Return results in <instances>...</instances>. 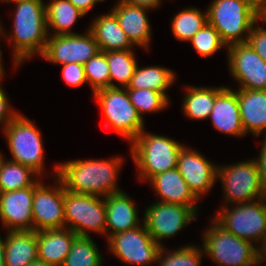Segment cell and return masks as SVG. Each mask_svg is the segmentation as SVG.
<instances>
[{
    "mask_svg": "<svg viewBox=\"0 0 266 266\" xmlns=\"http://www.w3.org/2000/svg\"><path fill=\"white\" fill-rule=\"evenodd\" d=\"M122 157L105 160H70L58 163L54 168L65 190L106 197L122 192L117 186Z\"/></svg>",
    "mask_w": 266,
    "mask_h": 266,
    "instance_id": "6da1fadb",
    "label": "cell"
},
{
    "mask_svg": "<svg viewBox=\"0 0 266 266\" xmlns=\"http://www.w3.org/2000/svg\"><path fill=\"white\" fill-rule=\"evenodd\" d=\"M16 11L13 34L8 36L13 43L14 67L34 55H42L49 32L47 30L46 4L43 0H14Z\"/></svg>",
    "mask_w": 266,
    "mask_h": 266,
    "instance_id": "7a4b0ae2",
    "label": "cell"
},
{
    "mask_svg": "<svg viewBox=\"0 0 266 266\" xmlns=\"http://www.w3.org/2000/svg\"><path fill=\"white\" fill-rule=\"evenodd\" d=\"M144 130L130 143V147L139 170V181L149 182L154 176L177 167L178 155L184 145L173 138Z\"/></svg>",
    "mask_w": 266,
    "mask_h": 266,
    "instance_id": "3957f363",
    "label": "cell"
},
{
    "mask_svg": "<svg viewBox=\"0 0 266 266\" xmlns=\"http://www.w3.org/2000/svg\"><path fill=\"white\" fill-rule=\"evenodd\" d=\"M207 14L208 23L218 31L226 47L247 43L252 26L257 23L256 9L245 0H214Z\"/></svg>",
    "mask_w": 266,
    "mask_h": 266,
    "instance_id": "277c9868",
    "label": "cell"
},
{
    "mask_svg": "<svg viewBox=\"0 0 266 266\" xmlns=\"http://www.w3.org/2000/svg\"><path fill=\"white\" fill-rule=\"evenodd\" d=\"M203 252L218 266H255L257 247L224 230L214 220L203 234Z\"/></svg>",
    "mask_w": 266,
    "mask_h": 266,
    "instance_id": "5b68a950",
    "label": "cell"
},
{
    "mask_svg": "<svg viewBox=\"0 0 266 266\" xmlns=\"http://www.w3.org/2000/svg\"><path fill=\"white\" fill-rule=\"evenodd\" d=\"M93 94L106 120L105 128L111 127L117 134L131 142L145 128L144 120L132 105L126 88L107 87Z\"/></svg>",
    "mask_w": 266,
    "mask_h": 266,
    "instance_id": "8992f818",
    "label": "cell"
},
{
    "mask_svg": "<svg viewBox=\"0 0 266 266\" xmlns=\"http://www.w3.org/2000/svg\"><path fill=\"white\" fill-rule=\"evenodd\" d=\"M12 159L42 176L44 147L41 132L26 116L18 114L4 129Z\"/></svg>",
    "mask_w": 266,
    "mask_h": 266,
    "instance_id": "52a82bcc",
    "label": "cell"
},
{
    "mask_svg": "<svg viewBox=\"0 0 266 266\" xmlns=\"http://www.w3.org/2000/svg\"><path fill=\"white\" fill-rule=\"evenodd\" d=\"M221 209L212 219L224 230L255 244L266 234V197Z\"/></svg>",
    "mask_w": 266,
    "mask_h": 266,
    "instance_id": "ba28073f",
    "label": "cell"
},
{
    "mask_svg": "<svg viewBox=\"0 0 266 266\" xmlns=\"http://www.w3.org/2000/svg\"><path fill=\"white\" fill-rule=\"evenodd\" d=\"M102 199L100 196L73 193L64 188L65 228L78 236L88 237V231L106 236L105 198Z\"/></svg>",
    "mask_w": 266,
    "mask_h": 266,
    "instance_id": "9c48e42d",
    "label": "cell"
},
{
    "mask_svg": "<svg viewBox=\"0 0 266 266\" xmlns=\"http://www.w3.org/2000/svg\"><path fill=\"white\" fill-rule=\"evenodd\" d=\"M218 178L222 183L226 204L247 203L266 197L254 159L219 165Z\"/></svg>",
    "mask_w": 266,
    "mask_h": 266,
    "instance_id": "30bf717a",
    "label": "cell"
},
{
    "mask_svg": "<svg viewBox=\"0 0 266 266\" xmlns=\"http://www.w3.org/2000/svg\"><path fill=\"white\" fill-rule=\"evenodd\" d=\"M107 241L112 254L134 266L155 264L162 248L148 233L144 222L137 228L108 237Z\"/></svg>",
    "mask_w": 266,
    "mask_h": 266,
    "instance_id": "8fae6325",
    "label": "cell"
},
{
    "mask_svg": "<svg viewBox=\"0 0 266 266\" xmlns=\"http://www.w3.org/2000/svg\"><path fill=\"white\" fill-rule=\"evenodd\" d=\"M143 222L148 233L157 244L164 246L162 240L174 237L185 226L195 220L198 207H188L157 201L148 206Z\"/></svg>",
    "mask_w": 266,
    "mask_h": 266,
    "instance_id": "7c38bea8",
    "label": "cell"
},
{
    "mask_svg": "<svg viewBox=\"0 0 266 266\" xmlns=\"http://www.w3.org/2000/svg\"><path fill=\"white\" fill-rule=\"evenodd\" d=\"M83 34L51 35L47 39L42 58L54 64H85L100 52L93 34L86 30Z\"/></svg>",
    "mask_w": 266,
    "mask_h": 266,
    "instance_id": "4fadbf2b",
    "label": "cell"
},
{
    "mask_svg": "<svg viewBox=\"0 0 266 266\" xmlns=\"http://www.w3.org/2000/svg\"><path fill=\"white\" fill-rule=\"evenodd\" d=\"M56 184L44 185L41 180L34 186L32 217L34 231L65 228L64 186L55 176Z\"/></svg>",
    "mask_w": 266,
    "mask_h": 266,
    "instance_id": "5bb4252c",
    "label": "cell"
},
{
    "mask_svg": "<svg viewBox=\"0 0 266 266\" xmlns=\"http://www.w3.org/2000/svg\"><path fill=\"white\" fill-rule=\"evenodd\" d=\"M230 74L239 89L266 90V63L248 43L227 47Z\"/></svg>",
    "mask_w": 266,
    "mask_h": 266,
    "instance_id": "9a60e30c",
    "label": "cell"
},
{
    "mask_svg": "<svg viewBox=\"0 0 266 266\" xmlns=\"http://www.w3.org/2000/svg\"><path fill=\"white\" fill-rule=\"evenodd\" d=\"M177 168L198 199L216 183L218 166L206 159L199 151L185 145L178 155Z\"/></svg>",
    "mask_w": 266,
    "mask_h": 266,
    "instance_id": "2e32d148",
    "label": "cell"
},
{
    "mask_svg": "<svg viewBox=\"0 0 266 266\" xmlns=\"http://www.w3.org/2000/svg\"><path fill=\"white\" fill-rule=\"evenodd\" d=\"M34 186L0 193V219L8 231H33Z\"/></svg>",
    "mask_w": 266,
    "mask_h": 266,
    "instance_id": "e0dca14e",
    "label": "cell"
},
{
    "mask_svg": "<svg viewBox=\"0 0 266 266\" xmlns=\"http://www.w3.org/2000/svg\"><path fill=\"white\" fill-rule=\"evenodd\" d=\"M145 7L127 4L121 1L110 10L117 18L120 27L125 31L134 46L149 48L151 26Z\"/></svg>",
    "mask_w": 266,
    "mask_h": 266,
    "instance_id": "ac0fdd59",
    "label": "cell"
},
{
    "mask_svg": "<svg viewBox=\"0 0 266 266\" xmlns=\"http://www.w3.org/2000/svg\"><path fill=\"white\" fill-rule=\"evenodd\" d=\"M105 207L107 238L141 225L139 224L138 207L124 191L106 196Z\"/></svg>",
    "mask_w": 266,
    "mask_h": 266,
    "instance_id": "d6986e66",
    "label": "cell"
},
{
    "mask_svg": "<svg viewBox=\"0 0 266 266\" xmlns=\"http://www.w3.org/2000/svg\"><path fill=\"white\" fill-rule=\"evenodd\" d=\"M216 131L226 135L244 136L236 91L225 87L215 98L210 117Z\"/></svg>",
    "mask_w": 266,
    "mask_h": 266,
    "instance_id": "ffe728a7",
    "label": "cell"
},
{
    "mask_svg": "<svg viewBox=\"0 0 266 266\" xmlns=\"http://www.w3.org/2000/svg\"><path fill=\"white\" fill-rule=\"evenodd\" d=\"M241 123L246 134L266 136V90H236Z\"/></svg>",
    "mask_w": 266,
    "mask_h": 266,
    "instance_id": "44dd1931",
    "label": "cell"
},
{
    "mask_svg": "<svg viewBox=\"0 0 266 266\" xmlns=\"http://www.w3.org/2000/svg\"><path fill=\"white\" fill-rule=\"evenodd\" d=\"M149 182L161 198L159 202L197 207L198 198L190 190L177 167L154 176Z\"/></svg>",
    "mask_w": 266,
    "mask_h": 266,
    "instance_id": "7402d4cb",
    "label": "cell"
},
{
    "mask_svg": "<svg viewBox=\"0 0 266 266\" xmlns=\"http://www.w3.org/2000/svg\"><path fill=\"white\" fill-rule=\"evenodd\" d=\"M77 236L68 228L37 231L38 260L62 266Z\"/></svg>",
    "mask_w": 266,
    "mask_h": 266,
    "instance_id": "603a6c76",
    "label": "cell"
},
{
    "mask_svg": "<svg viewBox=\"0 0 266 266\" xmlns=\"http://www.w3.org/2000/svg\"><path fill=\"white\" fill-rule=\"evenodd\" d=\"M89 26L100 51L129 50L134 46L111 11L96 17Z\"/></svg>",
    "mask_w": 266,
    "mask_h": 266,
    "instance_id": "cb8c5ba5",
    "label": "cell"
},
{
    "mask_svg": "<svg viewBox=\"0 0 266 266\" xmlns=\"http://www.w3.org/2000/svg\"><path fill=\"white\" fill-rule=\"evenodd\" d=\"M38 260L36 231H8L5 237V266H28Z\"/></svg>",
    "mask_w": 266,
    "mask_h": 266,
    "instance_id": "d4e9b609",
    "label": "cell"
},
{
    "mask_svg": "<svg viewBox=\"0 0 266 266\" xmlns=\"http://www.w3.org/2000/svg\"><path fill=\"white\" fill-rule=\"evenodd\" d=\"M221 87L185 86L183 112L191 120H204L210 117L216 96L224 89Z\"/></svg>",
    "mask_w": 266,
    "mask_h": 266,
    "instance_id": "484cf974",
    "label": "cell"
},
{
    "mask_svg": "<svg viewBox=\"0 0 266 266\" xmlns=\"http://www.w3.org/2000/svg\"><path fill=\"white\" fill-rule=\"evenodd\" d=\"M139 67L137 65L126 89H151L161 92L169 100L166 90L175 82L174 71L161 66Z\"/></svg>",
    "mask_w": 266,
    "mask_h": 266,
    "instance_id": "4316f807",
    "label": "cell"
},
{
    "mask_svg": "<svg viewBox=\"0 0 266 266\" xmlns=\"http://www.w3.org/2000/svg\"><path fill=\"white\" fill-rule=\"evenodd\" d=\"M85 16L69 0H51L46 4L47 30L55 31L52 35L75 34L71 32L79 17Z\"/></svg>",
    "mask_w": 266,
    "mask_h": 266,
    "instance_id": "83f0119b",
    "label": "cell"
},
{
    "mask_svg": "<svg viewBox=\"0 0 266 266\" xmlns=\"http://www.w3.org/2000/svg\"><path fill=\"white\" fill-rule=\"evenodd\" d=\"M40 180L29 167L5 159L0 168V193L35 186Z\"/></svg>",
    "mask_w": 266,
    "mask_h": 266,
    "instance_id": "f1b7e54d",
    "label": "cell"
},
{
    "mask_svg": "<svg viewBox=\"0 0 266 266\" xmlns=\"http://www.w3.org/2000/svg\"><path fill=\"white\" fill-rule=\"evenodd\" d=\"M132 50L105 52L110 71V87H119L114 82H117L122 88L129 85L138 65L135 53Z\"/></svg>",
    "mask_w": 266,
    "mask_h": 266,
    "instance_id": "f546056e",
    "label": "cell"
},
{
    "mask_svg": "<svg viewBox=\"0 0 266 266\" xmlns=\"http://www.w3.org/2000/svg\"><path fill=\"white\" fill-rule=\"evenodd\" d=\"M208 23V14L196 7L185 8L177 13L171 21L174 37L180 41H189Z\"/></svg>",
    "mask_w": 266,
    "mask_h": 266,
    "instance_id": "4dcf8cb0",
    "label": "cell"
},
{
    "mask_svg": "<svg viewBox=\"0 0 266 266\" xmlns=\"http://www.w3.org/2000/svg\"><path fill=\"white\" fill-rule=\"evenodd\" d=\"M92 237L77 236L62 266H102L103 256Z\"/></svg>",
    "mask_w": 266,
    "mask_h": 266,
    "instance_id": "1f68e13d",
    "label": "cell"
},
{
    "mask_svg": "<svg viewBox=\"0 0 266 266\" xmlns=\"http://www.w3.org/2000/svg\"><path fill=\"white\" fill-rule=\"evenodd\" d=\"M132 105L137 110L138 114L143 117L146 113L161 112L166 109L169 100L161 93L151 89H126Z\"/></svg>",
    "mask_w": 266,
    "mask_h": 266,
    "instance_id": "d6a6232c",
    "label": "cell"
},
{
    "mask_svg": "<svg viewBox=\"0 0 266 266\" xmlns=\"http://www.w3.org/2000/svg\"><path fill=\"white\" fill-rule=\"evenodd\" d=\"M203 254V249L192 244L177 248L175 251H169L163 246L157 262H159L158 266H200Z\"/></svg>",
    "mask_w": 266,
    "mask_h": 266,
    "instance_id": "836d02e7",
    "label": "cell"
},
{
    "mask_svg": "<svg viewBox=\"0 0 266 266\" xmlns=\"http://www.w3.org/2000/svg\"><path fill=\"white\" fill-rule=\"evenodd\" d=\"M87 83L89 82L93 93L110 87V71L105 52L100 51L84 64Z\"/></svg>",
    "mask_w": 266,
    "mask_h": 266,
    "instance_id": "e575fe53",
    "label": "cell"
},
{
    "mask_svg": "<svg viewBox=\"0 0 266 266\" xmlns=\"http://www.w3.org/2000/svg\"><path fill=\"white\" fill-rule=\"evenodd\" d=\"M188 42L192 43L194 49L202 57H211L219 49L221 50L226 46L218 31L209 23L201 28Z\"/></svg>",
    "mask_w": 266,
    "mask_h": 266,
    "instance_id": "d590c367",
    "label": "cell"
},
{
    "mask_svg": "<svg viewBox=\"0 0 266 266\" xmlns=\"http://www.w3.org/2000/svg\"><path fill=\"white\" fill-rule=\"evenodd\" d=\"M62 77L66 84L72 87L87 83L83 64L73 62L62 65Z\"/></svg>",
    "mask_w": 266,
    "mask_h": 266,
    "instance_id": "8d00e7d4",
    "label": "cell"
},
{
    "mask_svg": "<svg viewBox=\"0 0 266 266\" xmlns=\"http://www.w3.org/2000/svg\"><path fill=\"white\" fill-rule=\"evenodd\" d=\"M247 43L266 63V28L256 26L255 23L249 33Z\"/></svg>",
    "mask_w": 266,
    "mask_h": 266,
    "instance_id": "74e56055",
    "label": "cell"
},
{
    "mask_svg": "<svg viewBox=\"0 0 266 266\" xmlns=\"http://www.w3.org/2000/svg\"><path fill=\"white\" fill-rule=\"evenodd\" d=\"M9 102L8 96L0 84V126L2 125V130L19 114L12 110Z\"/></svg>",
    "mask_w": 266,
    "mask_h": 266,
    "instance_id": "f35d334b",
    "label": "cell"
},
{
    "mask_svg": "<svg viewBox=\"0 0 266 266\" xmlns=\"http://www.w3.org/2000/svg\"><path fill=\"white\" fill-rule=\"evenodd\" d=\"M264 139L262 140V148H260V155L256 159H254L257 169H258V174L260 176L261 183L266 190V136H262Z\"/></svg>",
    "mask_w": 266,
    "mask_h": 266,
    "instance_id": "ab89813d",
    "label": "cell"
},
{
    "mask_svg": "<svg viewBox=\"0 0 266 266\" xmlns=\"http://www.w3.org/2000/svg\"><path fill=\"white\" fill-rule=\"evenodd\" d=\"M77 9L83 12L85 15L101 0H69Z\"/></svg>",
    "mask_w": 266,
    "mask_h": 266,
    "instance_id": "60d3db41",
    "label": "cell"
},
{
    "mask_svg": "<svg viewBox=\"0 0 266 266\" xmlns=\"http://www.w3.org/2000/svg\"><path fill=\"white\" fill-rule=\"evenodd\" d=\"M127 4L145 7L148 9L158 8L162 0H118Z\"/></svg>",
    "mask_w": 266,
    "mask_h": 266,
    "instance_id": "b9f144b4",
    "label": "cell"
},
{
    "mask_svg": "<svg viewBox=\"0 0 266 266\" xmlns=\"http://www.w3.org/2000/svg\"><path fill=\"white\" fill-rule=\"evenodd\" d=\"M259 20L266 22V1L256 9V22Z\"/></svg>",
    "mask_w": 266,
    "mask_h": 266,
    "instance_id": "7bdbcfd3",
    "label": "cell"
},
{
    "mask_svg": "<svg viewBox=\"0 0 266 266\" xmlns=\"http://www.w3.org/2000/svg\"><path fill=\"white\" fill-rule=\"evenodd\" d=\"M0 266H5V239L0 236Z\"/></svg>",
    "mask_w": 266,
    "mask_h": 266,
    "instance_id": "ee69618b",
    "label": "cell"
},
{
    "mask_svg": "<svg viewBox=\"0 0 266 266\" xmlns=\"http://www.w3.org/2000/svg\"><path fill=\"white\" fill-rule=\"evenodd\" d=\"M261 246L257 248V252H266V234L260 241Z\"/></svg>",
    "mask_w": 266,
    "mask_h": 266,
    "instance_id": "f6af8a7d",
    "label": "cell"
},
{
    "mask_svg": "<svg viewBox=\"0 0 266 266\" xmlns=\"http://www.w3.org/2000/svg\"><path fill=\"white\" fill-rule=\"evenodd\" d=\"M28 266H54V265L48 264L41 260H36V261L31 262Z\"/></svg>",
    "mask_w": 266,
    "mask_h": 266,
    "instance_id": "bcb514c9",
    "label": "cell"
},
{
    "mask_svg": "<svg viewBox=\"0 0 266 266\" xmlns=\"http://www.w3.org/2000/svg\"><path fill=\"white\" fill-rule=\"evenodd\" d=\"M248 3H250L255 9H257L262 3H264L266 0H245Z\"/></svg>",
    "mask_w": 266,
    "mask_h": 266,
    "instance_id": "7dc6e473",
    "label": "cell"
},
{
    "mask_svg": "<svg viewBox=\"0 0 266 266\" xmlns=\"http://www.w3.org/2000/svg\"><path fill=\"white\" fill-rule=\"evenodd\" d=\"M265 260H266V252H257L258 264L260 265Z\"/></svg>",
    "mask_w": 266,
    "mask_h": 266,
    "instance_id": "c3c4849f",
    "label": "cell"
},
{
    "mask_svg": "<svg viewBox=\"0 0 266 266\" xmlns=\"http://www.w3.org/2000/svg\"><path fill=\"white\" fill-rule=\"evenodd\" d=\"M4 75H5V71H4V67L2 64V54H1V49H0V81L2 80Z\"/></svg>",
    "mask_w": 266,
    "mask_h": 266,
    "instance_id": "681fc988",
    "label": "cell"
},
{
    "mask_svg": "<svg viewBox=\"0 0 266 266\" xmlns=\"http://www.w3.org/2000/svg\"><path fill=\"white\" fill-rule=\"evenodd\" d=\"M4 31H5V30L3 29V27H2V25H1V23H0V34H1L0 36H4L5 38H7V37L5 36L7 32L4 33Z\"/></svg>",
    "mask_w": 266,
    "mask_h": 266,
    "instance_id": "f907efd6",
    "label": "cell"
},
{
    "mask_svg": "<svg viewBox=\"0 0 266 266\" xmlns=\"http://www.w3.org/2000/svg\"><path fill=\"white\" fill-rule=\"evenodd\" d=\"M5 158L3 157L2 153L0 152V168Z\"/></svg>",
    "mask_w": 266,
    "mask_h": 266,
    "instance_id": "816d5d0a",
    "label": "cell"
},
{
    "mask_svg": "<svg viewBox=\"0 0 266 266\" xmlns=\"http://www.w3.org/2000/svg\"><path fill=\"white\" fill-rule=\"evenodd\" d=\"M2 2H10V1H14V0H0Z\"/></svg>",
    "mask_w": 266,
    "mask_h": 266,
    "instance_id": "f5cc1de1",
    "label": "cell"
}]
</instances>
